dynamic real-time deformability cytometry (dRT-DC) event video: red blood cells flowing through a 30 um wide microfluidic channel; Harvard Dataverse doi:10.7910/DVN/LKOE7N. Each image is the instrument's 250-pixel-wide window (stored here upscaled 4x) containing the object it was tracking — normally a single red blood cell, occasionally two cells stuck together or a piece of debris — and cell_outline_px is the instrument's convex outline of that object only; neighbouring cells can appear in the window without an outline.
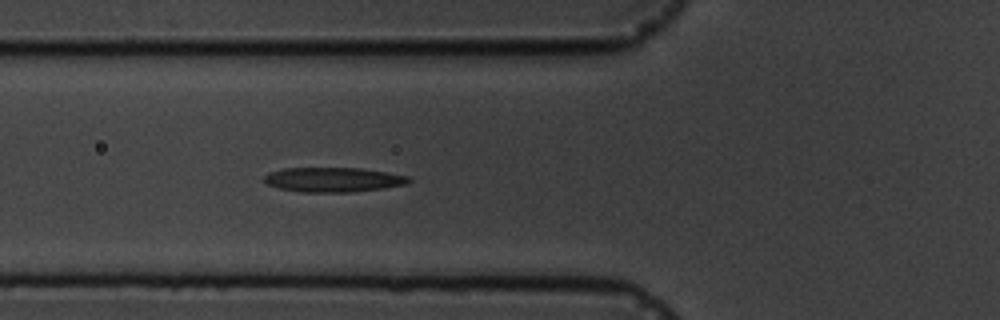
{"species": "common noctule bat (a hibernating species)", "species_latin": "Nyctalus noctula", "temperature_condition": "cold", "stored_images_in_passage": 5, "camera_frame_rate_fps": 3000, "um_per_image_px": 0.085, "animal": {"sex": "male", "body_mass_g": 19.5, "forearm_length_mm": 54.6}, "frame": {"image": 1, "passage_image": 5, "time_ms": 5.333, "image_size_px": [1000, 320], "cell_outline_px": [[412, 180], [408, 184], [384, 188], [348, 192], [300, 192], [280, 188], [268, 184], [264, 180], [264, 176], [268, 172], [284, 168], [360, 168], [408, 176]], "centroid_in_image_um": [28.32, 15.27], "position_along_channel_um": 97.5, "area_um2": 20.63}}